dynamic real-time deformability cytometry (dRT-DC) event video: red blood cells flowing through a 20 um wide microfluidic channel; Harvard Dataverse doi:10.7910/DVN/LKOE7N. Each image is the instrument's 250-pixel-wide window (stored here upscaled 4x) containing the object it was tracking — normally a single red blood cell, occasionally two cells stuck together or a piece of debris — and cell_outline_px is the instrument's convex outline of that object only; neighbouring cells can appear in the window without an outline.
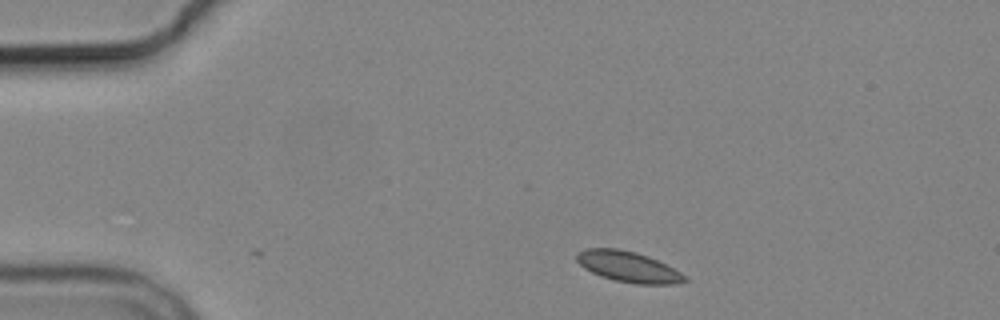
{"species": "common noctule bat (a hibernating species)", "species_latin": "Nyctalus noctula", "temperature_condition": "cold", "stored_images_in_passage": 2, "camera_frame_rate_fps": 3000, "um_per_image_px": 0.085, "animal": {"sex": "male", "body_mass_g": 19.2, "forearm_length_mm": 51.8}, "frame": {"image": 1, "passage_image": 1, "time_ms": 0.0, "image_size_px": [1000, 320], "cell_outline_px": [[688, 280], [672, 284], [636, 284], [616, 280], [600, 276], [584, 268], [576, 260], [576, 252], [584, 248], [616, 248], [636, 252], [648, 256], [680, 272]], "centroid_in_image_um": [53.34, 22.66], "position_along_channel_um": 31.7, "area_um2": 19.13}}